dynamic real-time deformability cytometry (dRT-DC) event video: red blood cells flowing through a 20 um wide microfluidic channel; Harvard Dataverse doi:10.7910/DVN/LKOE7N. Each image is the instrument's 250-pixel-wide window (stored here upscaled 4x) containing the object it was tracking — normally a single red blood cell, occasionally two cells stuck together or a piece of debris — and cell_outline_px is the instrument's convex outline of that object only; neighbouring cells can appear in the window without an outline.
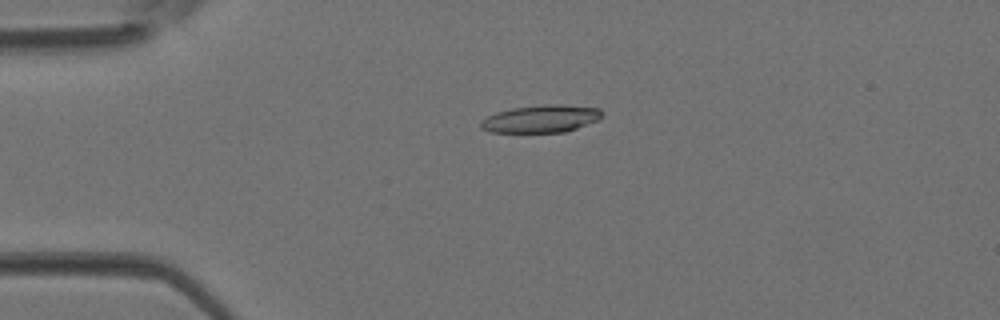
{"species": "Egyptian fruit bat (a non-hibernating species)", "species_latin": "Rousettus aegyptiacus", "temperature_condition": "room temperature", "stored_images_in_passage": 42, "camera_frame_rate_fps": 3000, "um_per_image_px": 0.085, "animal": {"sex": "female"}, "frame": {"image": 1, "passage_image": 10, "time_ms": 3.0, "image_size_px": [1000, 320], "cell_outline_px": [[604, 116], [600, 120], [564, 132], [488, 132], [480, 128], [480, 120], [496, 112], [512, 108], [548, 104], [560, 104], [600, 108]], "centroid_in_image_um": [46.0, 10.09], "position_along_channel_um": 39.0, "area_um2": 19.59}}
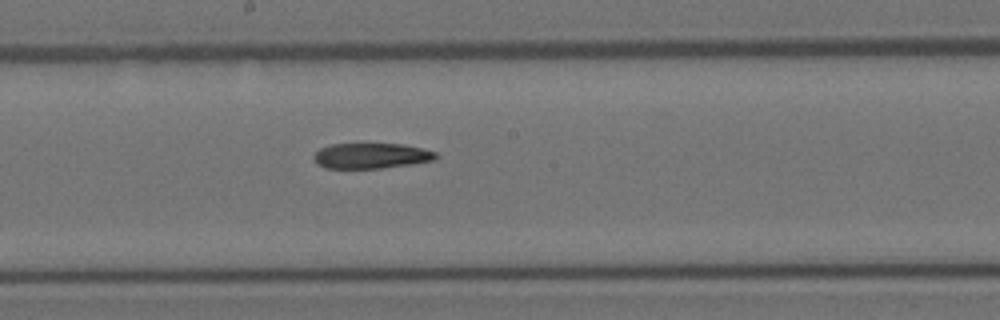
{"frame": {"image": 2, "passage_image": 23, "time_ms": 7.333, "image_size_px": [1000, 320], "cell_outline_px": [[440, 156], [436, 160], [412, 164], [380, 168], [324, 168], [316, 164], [312, 156], [320, 148], [332, 144], [404, 144], [424, 148], [436, 152]], "centroid_in_image_um": [31.58, 13.24], "position_along_channel_um": 216.6, "area_um2": 18.32}}
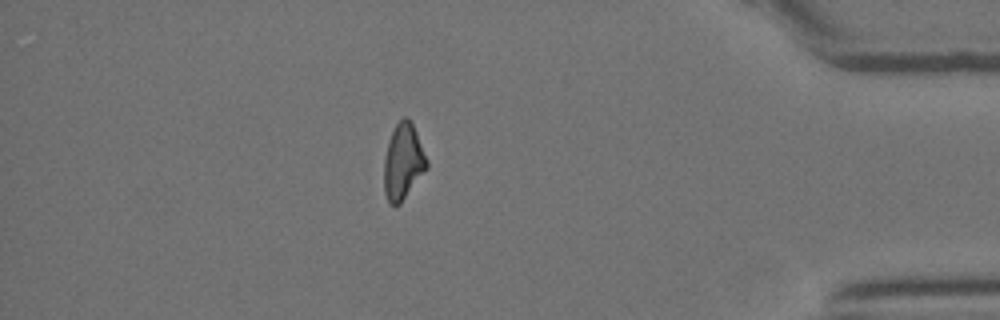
{"frame": {"image": 3, "passage_image": 37, "time_ms": 12.0, "image_size_px": [1000, 320], "cell_outline_px": [[428, 168], [400, 204], [396, 208], [388, 204], [384, 192], [384, 156], [388, 140], [396, 124], [404, 116], [408, 116], [416, 132], [428, 160]], "centroid_in_image_um": [34.25, 13.79], "position_along_channel_um": 400.9, "area_um2": 19.19}}